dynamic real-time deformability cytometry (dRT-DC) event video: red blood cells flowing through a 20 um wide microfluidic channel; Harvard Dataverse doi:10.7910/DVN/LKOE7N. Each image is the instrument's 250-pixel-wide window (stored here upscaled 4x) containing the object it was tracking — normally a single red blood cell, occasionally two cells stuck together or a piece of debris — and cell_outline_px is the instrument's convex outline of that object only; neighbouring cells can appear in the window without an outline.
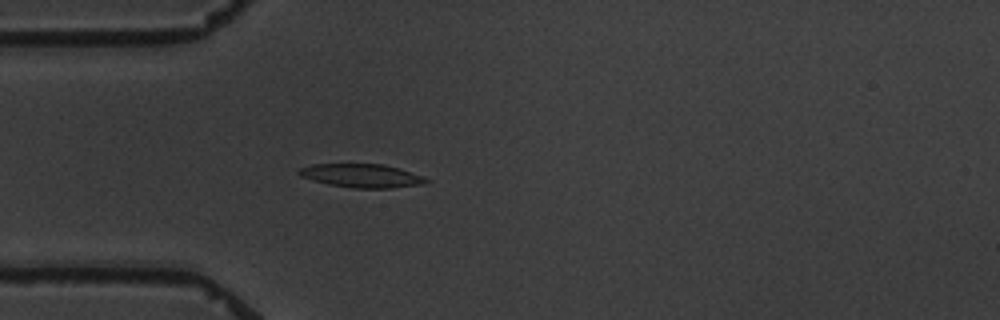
{"species": "common noctule bat (a hibernating species)", "species_latin": "Nyctalus noctula", "temperature_condition": "warm", "stored_images_in_passage": 5, "camera_frame_rate_fps": 3000, "um_per_image_px": 0.085, "animal": {"sex": "male", "body_mass_g": 19.5, "forearm_length_mm": 54.6}, "frame": {"image": 1, "passage_image": 5, "time_ms": 4.667, "image_size_px": [1000, 320], "cell_outline_px": [[432, 180], [424, 184], [388, 188], [352, 188], [328, 184], [312, 180], [300, 176], [296, 172], [300, 168], [312, 164], [384, 164], [400, 168], [424, 176]], "centroid_in_image_um": [30.77, 14.93], "position_along_channel_um": 54.2, "area_um2": 17.63}}